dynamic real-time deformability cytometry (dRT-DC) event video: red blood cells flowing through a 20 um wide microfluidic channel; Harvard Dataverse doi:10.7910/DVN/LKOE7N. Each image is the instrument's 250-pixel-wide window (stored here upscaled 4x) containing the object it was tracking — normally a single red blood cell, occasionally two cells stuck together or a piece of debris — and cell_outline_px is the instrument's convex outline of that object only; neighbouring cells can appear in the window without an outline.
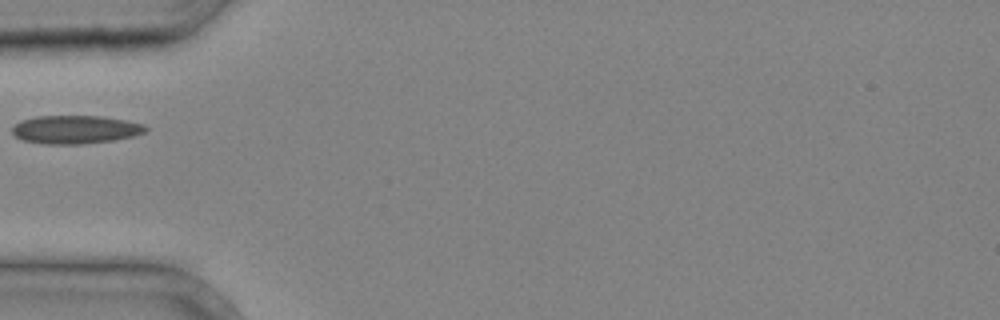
{"species": "common noctule bat (a hibernating species)", "species_latin": "Nyctalus noctula", "temperature_condition": "cold", "stored_images_in_passage": 2, "camera_frame_rate_fps": 3000, "um_per_image_px": 0.085, "animal": {"sex": "male", "body_mass_g": 20.4}, "frame": {"image": 1, "passage_image": 2, "time_ms": 0.333, "image_size_px": [1000, 320], "cell_outline_px": [[148, 128], [144, 132], [132, 136], [112, 140], [84, 144], [44, 144], [24, 140], [16, 136], [12, 132], [12, 128], [20, 120], [36, 116], [100, 116], [128, 120], [144, 124]], "centroid_in_image_um": [6.41, 11.0], "position_along_channel_um": 78.6, "area_um2": 21.96}}